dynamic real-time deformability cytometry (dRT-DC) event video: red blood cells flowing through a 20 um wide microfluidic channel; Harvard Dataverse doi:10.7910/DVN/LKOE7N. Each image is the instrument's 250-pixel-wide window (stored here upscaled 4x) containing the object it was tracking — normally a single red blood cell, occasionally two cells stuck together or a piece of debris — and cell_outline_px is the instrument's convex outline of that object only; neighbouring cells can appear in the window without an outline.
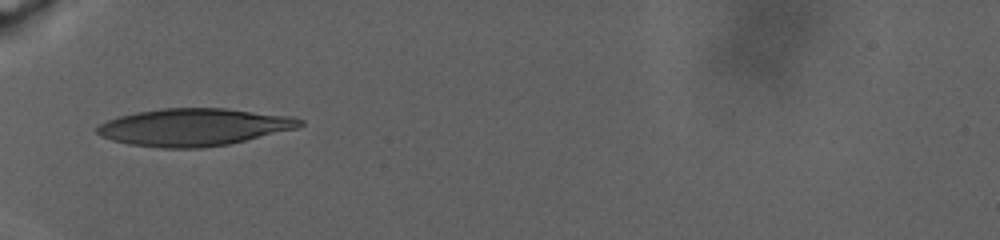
{"species": "human", "species_latin": "Homo sapiens", "temperature_condition": "warm", "stored_images_in_passage": 70, "camera_frame_rate_fps": 3000, "um_per_image_px": 0.085, "donor": {"sex": "male"}, "frame": {"image": 1, "passage_image": 1, "time_ms": 0.0, "image_size_px": [1000, 240], "cell_outline_px": [[304, 124], [296, 128], [228, 144], [200, 148], [160, 148], [128, 144], [112, 140], [100, 136], [96, 132], [96, 128], [100, 124], [108, 120], [120, 116], [136, 112], [160, 108], [224, 108], [292, 116], [304, 120]], "centroid_in_image_um": [16.45, 10.8], "position_along_channel_um": 68.5, "area_um2": 44.04}}
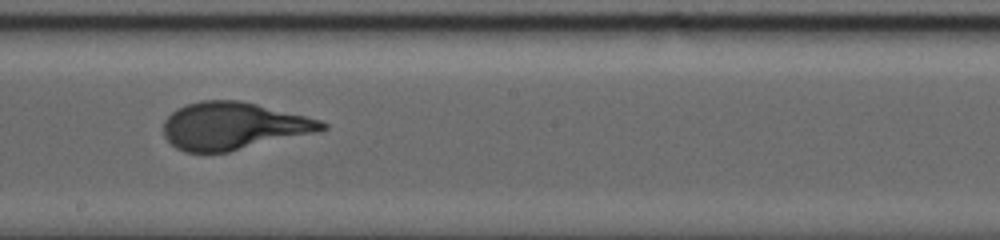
{"frame": {"image": 2, "passage_image": 35, "time_ms": 7.0, "image_size_px": [1000, 240], "cell_outline_px": [[328, 128], [320, 132], [228, 152], [184, 152], [176, 148], [164, 136], [164, 120], [176, 108], [200, 100], [240, 100], [320, 120], [328, 124]], "centroid_in_image_um": [19.84, 10.71], "position_along_channel_um": 228.4, "area_um2": 43.75}}
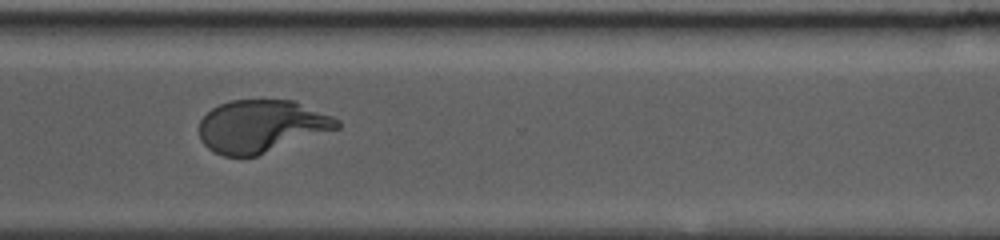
{"frame": {"image": 3, "passage_image": 69, "time_ms": 12.0, "image_size_px": [1000, 240], "cell_outline_px": [[340, 128], [256, 156], [224, 156], [208, 148], [200, 140], [200, 120], [212, 108], [220, 104], [232, 100], [292, 100], [332, 116], [340, 120]], "centroid_in_image_um": [22.22, 10.73], "position_along_channel_um": 348.4, "area_um2": 41.91}}